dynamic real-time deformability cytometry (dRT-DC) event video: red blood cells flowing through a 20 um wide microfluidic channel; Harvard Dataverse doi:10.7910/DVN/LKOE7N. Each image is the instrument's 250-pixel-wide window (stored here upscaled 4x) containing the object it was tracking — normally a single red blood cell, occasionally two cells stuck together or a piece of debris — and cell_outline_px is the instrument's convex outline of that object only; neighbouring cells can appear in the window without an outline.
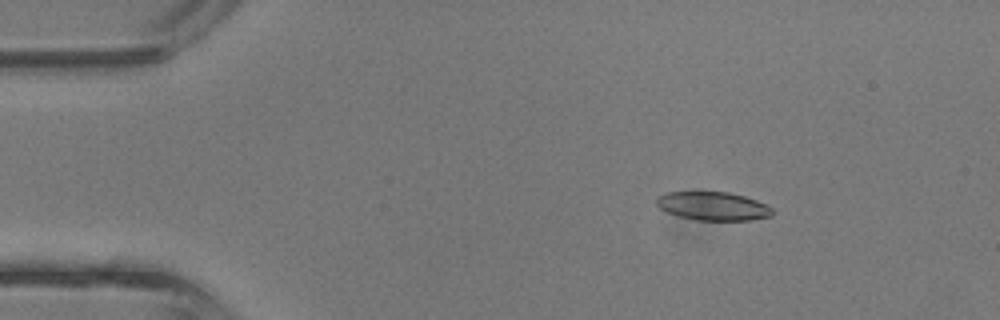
{"species": "common noctule bat (a hibernating species)", "species_latin": "Nyctalus noctula", "temperature_condition": "room temperature", "stored_images_in_passage": 4, "camera_frame_rate_fps": 3000, "um_per_image_px": 0.085, "animal": {"sex": "male", "body_mass_g": 13.3}, "frame": {"image": 1, "passage_image": 2, "time_ms": 0.333, "image_size_px": [1000, 320], "cell_outline_px": [[772, 216], [748, 220], [696, 220], [680, 216], [668, 212], [660, 208], [656, 204], [656, 196], [664, 192], [728, 192], [744, 196], [756, 200], [772, 208]], "centroid_in_image_um": [60.57, 17.51], "position_along_channel_um": 24.4, "area_um2": 19.13}}
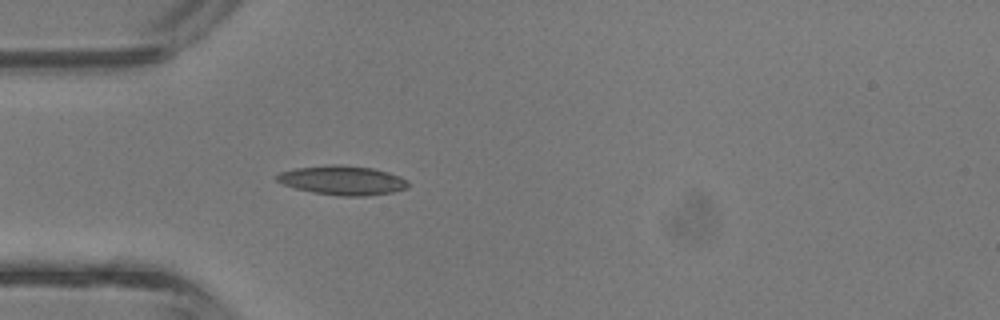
{"frame": {"image": 2, "passage_image": 4, "time_ms": 1.0, "image_size_px": [1000, 320], "cell_outline_px": [[408, 188], [392, 192], [368, 196], [340, 196], [312, 192], [296, 188], [284, 184], [276, 180], [276, 176], [280, 172], [296, 168], [332, 164], [340, 164], [372, 168], [388, 172], [400, 176], [408, 180]], "centroid_in_image_um": [29.14, 15.32], "position_along_channel_um": 55.9, "area_um2": 22.37}}